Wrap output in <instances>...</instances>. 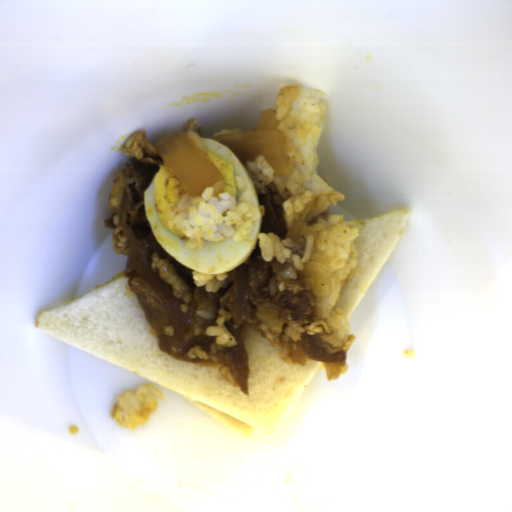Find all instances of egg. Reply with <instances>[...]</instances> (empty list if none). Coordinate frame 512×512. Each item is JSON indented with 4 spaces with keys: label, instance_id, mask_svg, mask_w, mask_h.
Returning <instances> with one entry per match:
<instances>
[{
    "label": "egg",
    "instance_id": "d2b9013d",
    "mask_svg": "<svg viewBox=\"0 0 512 512\" xmlns=\"http://www.w3.org/2000/svg\"><path fill=\"white\" fill-rule=\"evenodd\" d=\"M188 194L164 161L143 192L147 222L162 248L190 269L204 274L231 272L247 261L260 235L263 218L255 221L252 231L241 242L225 237L222 241H205L202 249L186 248L189 238L172 229L167 211Z\"/></svg>",
    "mask_w": 512,
    "mask_h": 512
},
{
    "label": "egg",
    "instance_id": "2799bb9f",
    "mask_svg": "<svg viewBox=\"0 0 512 512\" xmlns=\"http://www.w3.org/2000/svg\"><path fill=\"white\" fill-rule=\"evenodd\" d=\"M202 140L205 144L202 152L223 177L221 192H227L238 199L241 191L236 184L235 178L237 176H244L247 185L253 191V202L259 206L255 185L245 164L239 157L222 142L205 138H202Z\"/></svg>",
    "mask_w": 512,
    "mask_h": 512
}]
</instances>
